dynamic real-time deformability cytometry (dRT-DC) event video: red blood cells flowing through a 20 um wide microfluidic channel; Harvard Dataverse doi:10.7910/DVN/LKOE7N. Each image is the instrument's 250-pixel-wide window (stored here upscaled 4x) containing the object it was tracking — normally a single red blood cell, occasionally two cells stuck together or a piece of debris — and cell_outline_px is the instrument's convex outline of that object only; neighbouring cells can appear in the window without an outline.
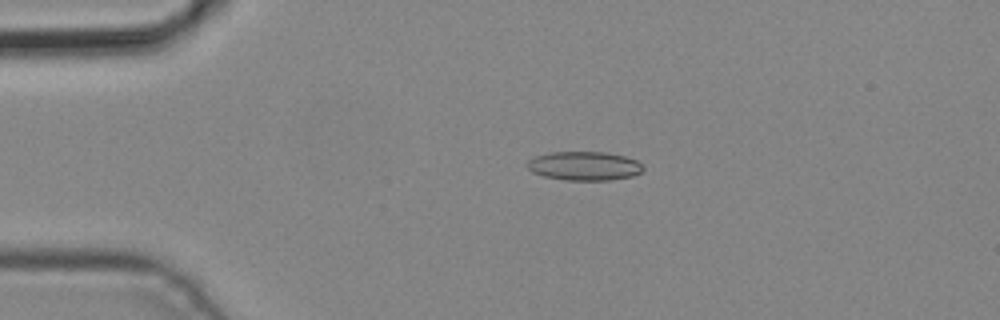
{"species": "common noctule bat (a hibernating species)", "species_latin": "Nyctalus noctula", "temperature_condition": "cold", "stored_images_in_passage": 3, "camera_frame_rate_fps": 3000, "um_per_image_px": 0.085, "animal": {"sex": "male", "body_mass_g": 19.2, "forearm_length_mm": 51.8}, "frame": {"image": 1, "passage_image": 2, "time_ms": 0.333, "image_size_px": [1000, 320], "cell_outline_px": [[644, 168], [640, 172], [632, 176], [612, 180], [564, 180], [544, 176], [532, 172], [528, 168], [528, 160], [532, 156], [548, 152], [608, 152], [624, 156], [636, 160]], "centroid_in_image_um": [49.63, 14.1], "position_along_channel_um": 35.4, "area_um2": 19.59}}